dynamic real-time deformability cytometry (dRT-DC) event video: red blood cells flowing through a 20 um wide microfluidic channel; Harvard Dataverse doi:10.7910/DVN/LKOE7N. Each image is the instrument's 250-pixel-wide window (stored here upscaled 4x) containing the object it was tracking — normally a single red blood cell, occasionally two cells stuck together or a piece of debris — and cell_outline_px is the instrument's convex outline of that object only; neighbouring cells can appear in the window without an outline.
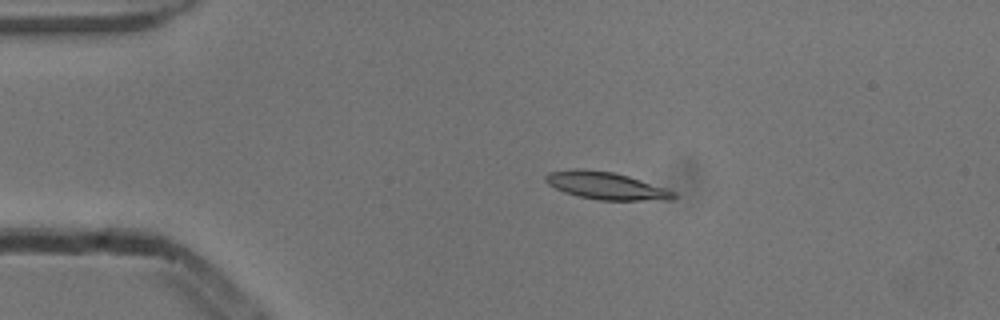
{"species": "common noctule bat (a hibernating species)", "species_latin": "Nyctalus noctula", "temperature_condition": "cold", "stored_images_in_passage": 3, "camera_frame_rate_fps": 3000, "um_per_image_px": 0.085, "animal": {"sex": "male", "body_mass_g": 13.3}, "frame": {"image": 1, "passage_image": 2, "time_ms": 0.333, "image_size_px": [1000, 320], "cell_outline_px": [[676, 196], [672, 200], [600, 200], [580, 196], [564, 192], [548, 184], [544, 180], [544, 176], [548, 172], [572, 168], [580, 168], [612, 172], [628, 176], [676, 192]], "centroid_in_image_um": [51.48, 15.78], "position_along_channel_um": 33.5, "area_um2": 20.35}}